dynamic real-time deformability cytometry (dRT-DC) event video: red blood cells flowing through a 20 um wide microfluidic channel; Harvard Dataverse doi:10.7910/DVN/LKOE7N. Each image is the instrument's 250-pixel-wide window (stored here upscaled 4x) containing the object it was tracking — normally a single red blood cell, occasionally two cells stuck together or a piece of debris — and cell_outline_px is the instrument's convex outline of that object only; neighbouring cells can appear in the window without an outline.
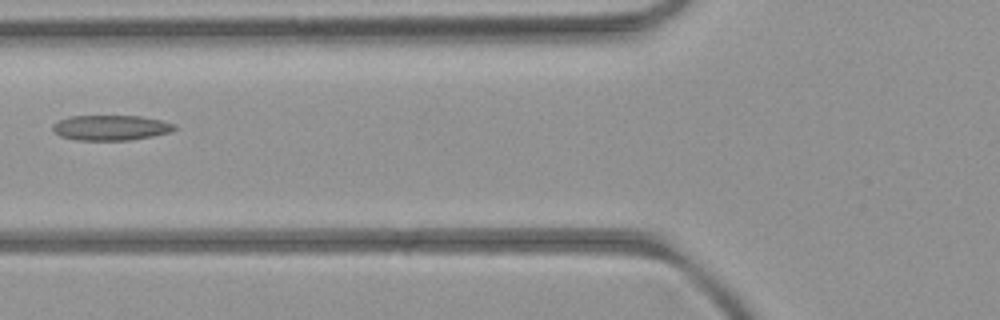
{"species": "common noctule bat (a hibernating species)", "species_latin": "Nyctalus noctula", "temperature_condition": "room temperature", "stored_images_in_passage": 6, "camera_frame_rate_fps": 3000, "um_per_image_px": 0.085, "animal": {"sex": "female", "body_mass_g": 21.9}, "frame": {"image": 1, "passage_image": 6, "time_ms": 6.333, "image_size_px": [1000, 320], "cell_outline_px": [[176, 128], [172, 132], [152, 136], [128, 140], [76, 140], [60, 136], [52, 128], [52, 124], [68, 116], [140, 116], [160, 120], [176, 124]], "centroid_in_image_um": [9.43, 10.85], "position_along_channel_um": 116.4, "area_um2": 17.86}}